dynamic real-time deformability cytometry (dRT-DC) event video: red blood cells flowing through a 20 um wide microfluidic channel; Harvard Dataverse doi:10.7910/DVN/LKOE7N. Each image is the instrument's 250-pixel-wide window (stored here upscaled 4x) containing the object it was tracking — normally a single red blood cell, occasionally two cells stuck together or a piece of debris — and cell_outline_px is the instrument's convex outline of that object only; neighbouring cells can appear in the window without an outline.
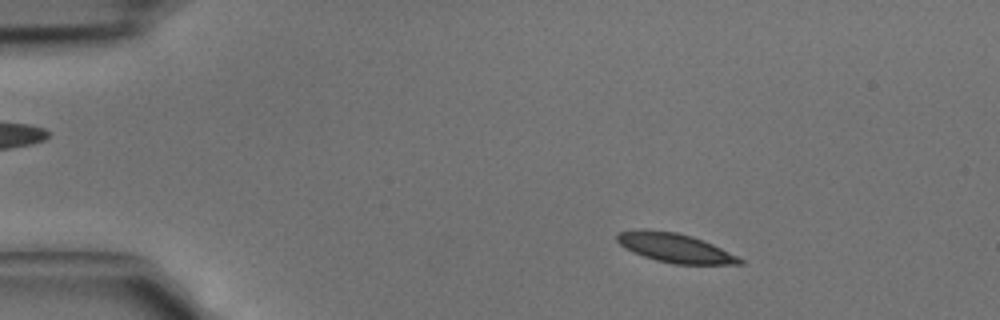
{"species": "common noctule bat (a hibernating species)", "species_latin": "Nyctalus noctula", "temperature_condition": "cold", "stored_images_in_passage": 42, "camera_frame_rate_fps": 3000, "um_per_image_px": 0.085, "animal": {"sex": "male", "body_mass_g": 15.6}, "frame": {"image": 1, "passage_image": 6, "time_ms": 1.667, "image_size_px": [1000, 320], "cell_outline_px": [[744, 264], [672, 264], [656, 260], [644, 256], [624, 248], [616, 240], [616, 232], [640, 228], [644, 228], [676, 232], [692, 236], [712, 244], [744, 260]], "centroid_in_image_um": [57.3, 21.05], "position_along_channel_um": 27.7, "area_um2": 20.87}}
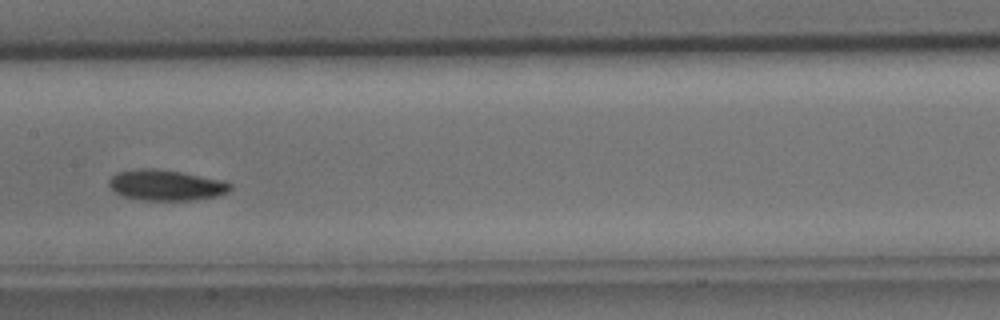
{"frame": {"image": 2, "passage_image": 21, "time_ms": 6.667, "image_size_px": [1000, 320], "cell_outline_px": [[232, 188], [228, 192], [216, 196], [192, 200], [140, 200], [124, 196], [116, 192], [108, 184], [108, 180], [112, 176], [120, 172], [140, 168], [152, 168], [180, 172], [224, 180], [232, 184]], "centroid_in_image_um": [14.14, 15.74], "position_along_channel_um": 193.3, "area_um2": 21.56}}
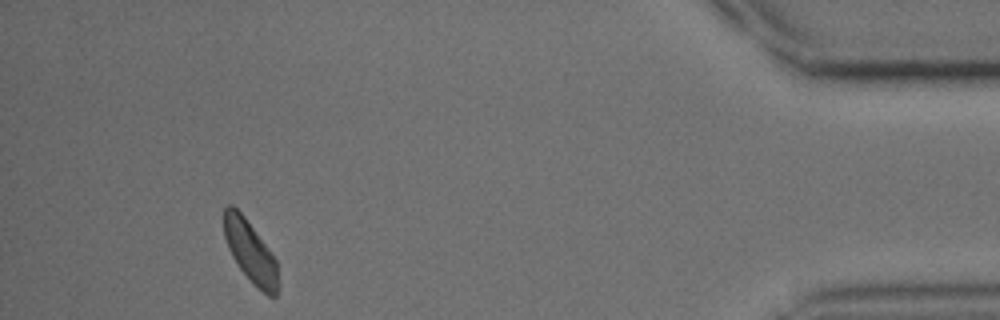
{"frame": {"image": 3, "passage_image": 39, "time_ms": 12.667, "image_size_px": [1000, 320], "cell_outline_px": [[276, 296], [268, 296], [240, 268], [232, 256], [228, 248], [224, 236], [224, 208], [228, 204], [232, 204], [244, 216], [268, 248], [276, 260]], "centroid_in_image_um": [21.23, 21.31], "position_along_channel_um": 414.0, "area_um2": 18.61}}